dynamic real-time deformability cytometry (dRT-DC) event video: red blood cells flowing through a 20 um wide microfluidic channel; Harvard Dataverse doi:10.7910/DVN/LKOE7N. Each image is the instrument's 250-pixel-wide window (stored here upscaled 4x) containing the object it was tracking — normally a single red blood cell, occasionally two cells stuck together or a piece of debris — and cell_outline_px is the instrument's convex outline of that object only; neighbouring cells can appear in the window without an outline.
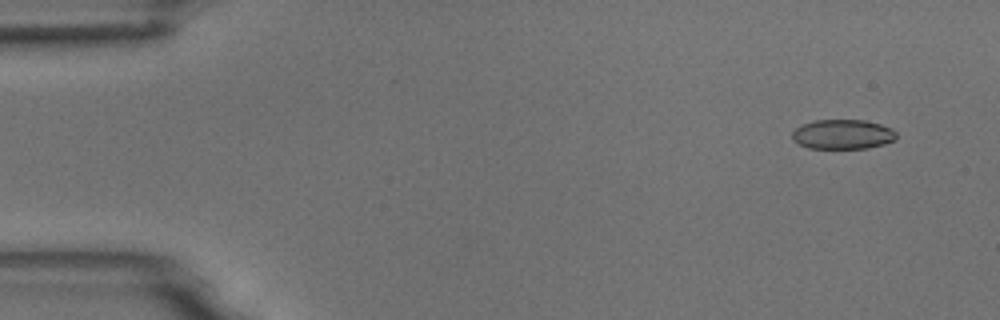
{"species": "common noctule bat (a hibernating species)", "species_latin": "Nyctalus noctula", "temperature_condition": "room temperature", "stored_images_in_passage": 6, "camera_frame_rate_fps": 3000, "um_per_image_px": 0.085, "animal": {"sex": "male", "body_mass_g": 18.8}, "frame": {"image": 1, "passage_image": 2, "time_ms": 0.333, "image_size_px": [1000, 320], "cell_outline_px": [[896, 140], [884, 144], [868, 148], [808, 148], [792, 140], [792, 132], [796, 128], [804, 124], [816, 120], [864, 120], [880, 124], [892, 128], [896, 132]], "centroid_in_image_um": [71.65, 11.42], "position_along_channel_um": 13.3, "area_um2": 17.98}}
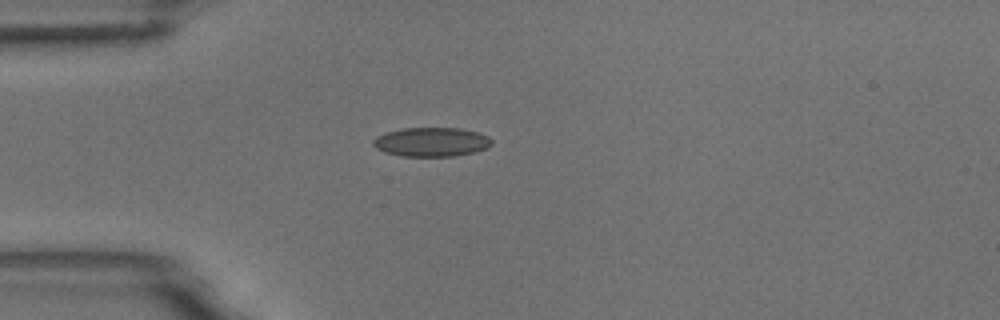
{"frame": {"image": 2, "passage_image": 5, "time_ms": 1.333, "image_size_px": [1000, 320], "cell_outline_px": [[492, 144], [488, 148], [476, 152], [452, 156], [400, 156], [384, 152], [376, 148], [372, 144], [372, 140], [376, 136], [388, 132], [404, 128], [460, 128], [476, 132], [488, 136], [492, 140]], "centroid_in_image_um": [36.67, 12.07], "position_along_channel_um": 48.3, "area_um2": 20.17}}